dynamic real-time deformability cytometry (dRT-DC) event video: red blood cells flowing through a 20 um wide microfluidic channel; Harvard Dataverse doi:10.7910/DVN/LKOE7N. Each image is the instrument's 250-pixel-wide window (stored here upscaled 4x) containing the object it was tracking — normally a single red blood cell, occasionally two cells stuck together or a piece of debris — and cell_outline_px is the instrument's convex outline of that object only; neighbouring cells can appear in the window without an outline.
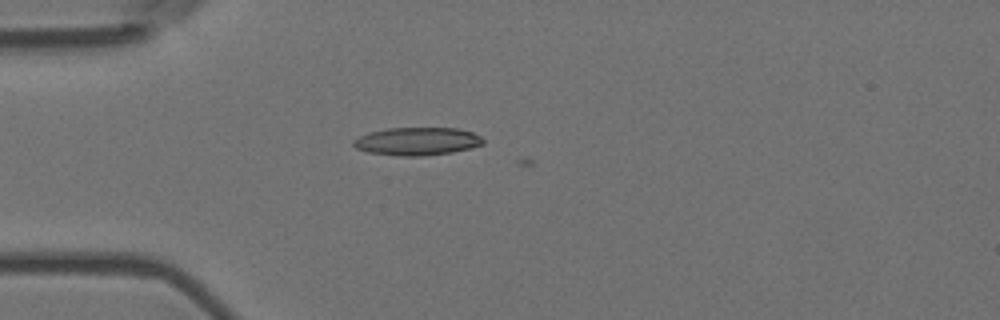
{"species": "Egyptian fruit bat (a non-hibernating species)", "species_latin": "Rousettus aegyptiacus", "temperature_condition": "room temperature", "stored_images_in_passage": 6, "camera_frame_rate_fps": 3000, "um_per_image_px": 0.085, "animal": {"sex": "female"}, "frame": {"image": 1, "passage_image": 5, "time_ms": 1.333, "image_size_px": [1000, 320], "cell_outline_px": [[484, 144], [452, 152], [420, 156], [400, 156], [368, 152], [356, 148], [352, 144], [352, 140], [368, 132], [388, 128], [456, 128], [472, 132], [480, 136], [484, 140]], "centroid_in_image_um": [35.43, 12.01], "position_along_channel_um": 49.6, "area_um2": 21.04}}